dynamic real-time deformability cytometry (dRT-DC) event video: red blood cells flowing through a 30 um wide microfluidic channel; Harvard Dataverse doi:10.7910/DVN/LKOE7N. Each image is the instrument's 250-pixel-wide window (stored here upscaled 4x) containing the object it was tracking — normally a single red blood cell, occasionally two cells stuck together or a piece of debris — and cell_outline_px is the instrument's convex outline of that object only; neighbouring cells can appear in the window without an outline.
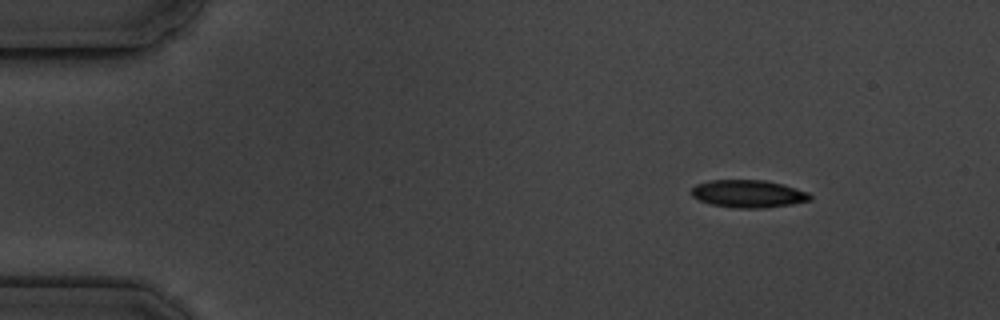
{"species": "common noctule bat (a hibernating species)", "species_latin": "Nyctalus noctula", "temperature_condition": "cold", "stored_images_in_passage": 8, "camera_frame_rate_fps": 3000, "um_per_image_px": 0.085, "animal": {"sex": "male", "body_mass_g": 19.5, "forearm_length_mm": 54.6}, "frame": {"image": 1, "passage_image": 1, "time_ms": 0.0, "image_size_px": [1000, 320], "cell_outline_px": [[812, 200], [792, 204], [764, 208], [736, 208], [712, 204], [700, 200], [692, 196], [692, 188], [696, 184], [708, 180], [764, 180], [784, 184], [808, 192], [812, 196]], "centroid_in_image_um": [63.63, 16.46], "position_along_channel_um": 21.4, "area_um2": 19.13}}
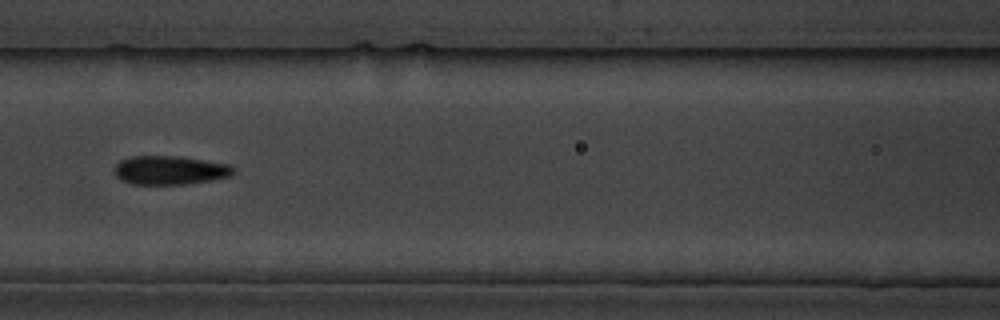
{"frame": {"image": 2, "passage_image": 6, "time_ms": 6.0, "image_size_px": [1000, 320], "cell_outline_px": [[236, 168], [232, 176], [212, 180], [184, 184], [132, 184], [120, 180], [116, 176], [112, 168], [120, 160], [132, 156], [176, 156], [228, 164]], "centroid_in_image_um": [14.41, 14.47], "position_along_channel_um": 152.2, "area_um2": 20.06}}
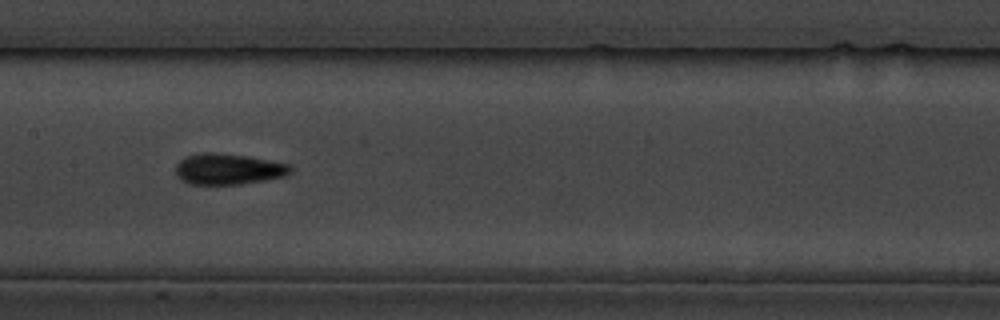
{"frame": {"image": 3, "passage_image": 7, "time_ms": 7.0, "image_size_px": [1000, 320], "cell_outline_px": [[292, 172], [284, 176], [264, 180], [240, 184], [188, 184], [180, 180], [176, 176], [176, 164], [184, 156], [204, 152], [216, 152], [248, 156], [288, 164], [292, 168]], "centroid_in_image_um": [19.35, 14.36], "position_along_channel_um": 188.0, "area_um2": 20.81}}